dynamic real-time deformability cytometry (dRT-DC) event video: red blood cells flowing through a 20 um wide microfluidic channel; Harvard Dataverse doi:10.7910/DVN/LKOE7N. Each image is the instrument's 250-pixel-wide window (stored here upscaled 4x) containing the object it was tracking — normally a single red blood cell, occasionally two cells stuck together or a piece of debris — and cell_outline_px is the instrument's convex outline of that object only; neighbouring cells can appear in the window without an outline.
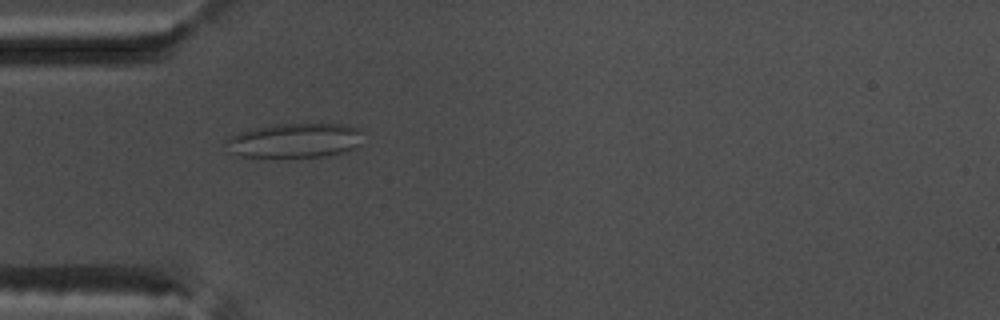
{"species": "common noctule bat (a hibernating species)", "species_latin": "Nyctalus noctula", "temperature_condition": "warm", "stored_images_in_passage": 36, "camera_frame_rate_fps": 3000, "um_per_image_px": 0.085, "animal": {"sex": "male", "body_mass_g": 17.5, "forearm_length_mm": 52.3}, "frame": {"image": 1, "passage_image": 5, "time_ms": 1.333, "image_size_px": [1000, 320], "cell_outline_px": [[364, 144], [344, 152], [328, 156], [240, 156], [228, 152], [224, 144], [228, 136], [240, 132], [276, 124], [340, 124], [364, 128]], "centroid_in_image_um": [25.15, 11.93], "position_along_channel_um": 59.9, "area_um2": 27.86}}
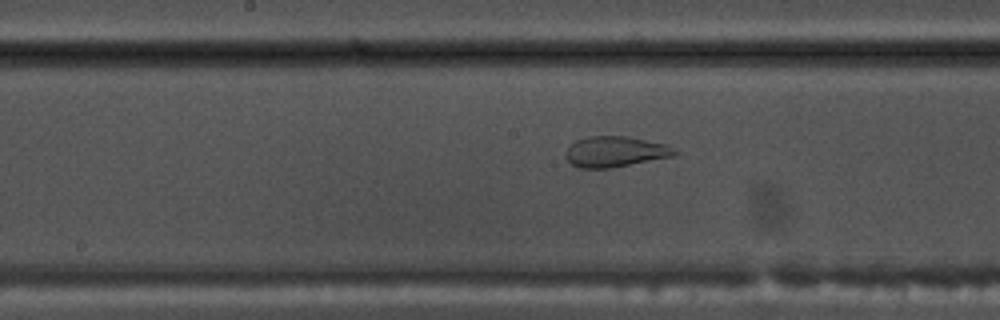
{"frame": {"image": 2, "passage_image": 16, "time_ms": 5.0, "image_size_px": [1000, 320], "cell_outline_px": [[680, 152], [676, 156], [612, 168], [580, 168], [572, 164], [564, 156], [564, 152], [568, 144], [576, 140], [588, 136], [628, 136], [668, 144]], "centroid_in_image_um": [52.31, 12.89], "position_along_channel_um": 195.9, "area_um2": 20.0}}
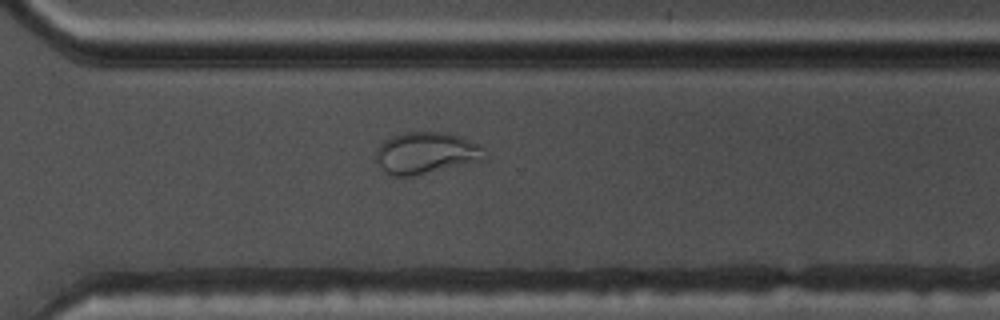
{"frame": {"image": 3, "passage_image": 27, "time_ms": 8.667, "image_size_px": [1000, 320], "cell_outline_px": [[488, 160], [416, 176], [392, 176], [384, 172], [380, 168], [376, 160], [376, 152], [380, 144], [384, 140], [392, 136], [404, 132], [444, 132], [480, 144], [484, 148], [488, 156]], "centroid_in_image_um": [36.26, 13.03], "position_along_channel_um": 334.3, "area_um2": 26.99}}